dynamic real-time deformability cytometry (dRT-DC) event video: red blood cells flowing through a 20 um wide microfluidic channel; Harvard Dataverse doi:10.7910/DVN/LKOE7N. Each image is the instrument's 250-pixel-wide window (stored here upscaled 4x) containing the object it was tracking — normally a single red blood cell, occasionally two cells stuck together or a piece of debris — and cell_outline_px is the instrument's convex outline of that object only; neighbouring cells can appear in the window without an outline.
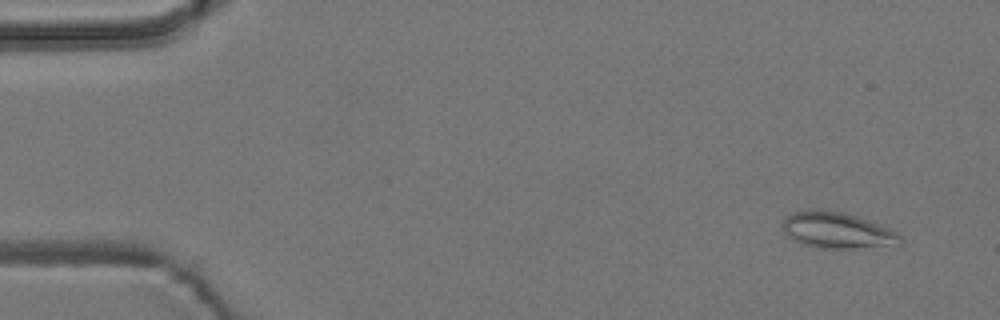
{"species": "common noctule bat (a hibernating species)", "species_latin": "Nyctalus noctula", "temperature_condition": "room temperature", "stored_images_in_passage": 13, "camera_frame_rate_fps": 3000, "um_per_image_px": 0.085, "animal": {"sex": "male", "body_mass_g": 19.2, "forearm_length_mm": 51.8}, "frame": {"image": 1, "passage_image": 4, "time_ms": 1.0, "image_size_px": [1000, 320], "cell_outline_px": [[900, 244], [852, 248], [824, 248], [800, 244], [792, 240], [784, 232], [780, 224], [792, 212], [808, 208], [816, 208], [840, 212], [856, 216], [888, 228], [896, 232], [900, 236]], "centroid_in_image_um": [71.05, 19.56], "position_along_channel_um": 13.9, "area_um2": 24.62}}